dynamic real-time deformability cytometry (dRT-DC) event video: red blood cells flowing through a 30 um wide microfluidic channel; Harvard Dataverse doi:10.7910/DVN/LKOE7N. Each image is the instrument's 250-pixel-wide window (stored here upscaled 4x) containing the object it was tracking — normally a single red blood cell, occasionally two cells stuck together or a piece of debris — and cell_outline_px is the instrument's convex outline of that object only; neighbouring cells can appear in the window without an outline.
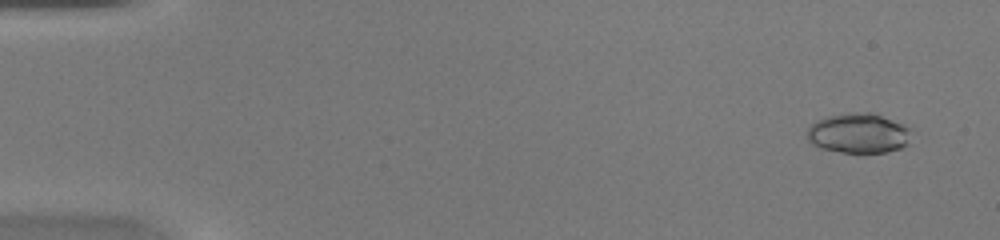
{"species": "common noctule bat (a hibernating species)", "species_latin": "Nyctalus noctula", "temperature_condition": "warm", "stored_images_in_passage": 45, "camera_frame_rate_fps": 3000, "um_per_image_px": 0.085, "animal": {"sex": "female", "body_mass_g": 20.0, "forearm_length_mm": 54.0}, "frame": {"image": 1, "passage_image": 3, "time_ms": 0.667, "image_size_px": [1000, 240], "cell_outline_px": [[908, 144], [900, 148], [888, 152], [864, 156], [840, 152], [820, 148], [812, 144], [808, 140], [808, 128], [816, 120], [828, 116], [864, 112], [872, 112], [904, 124], [908, 128]], "centroid_in_image_um": [72.97, 11.38], "position_along_channel_um": 12.0, "area_um2": 24.62}}
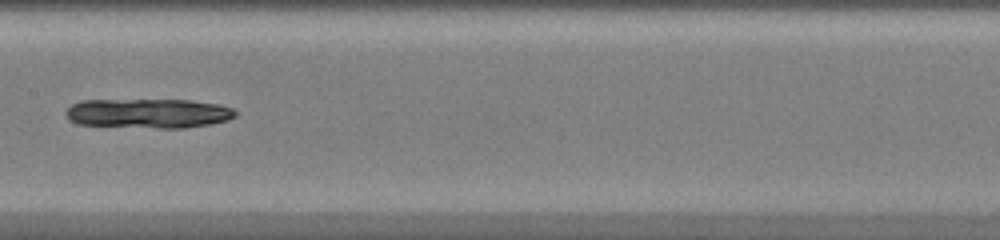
{"frame": {"image": 2, "passage_image": 24, "time_ms": 7.667, "image_size_px": [1000, 240], "cell_outline_px": [[236, 116], [228, 120], [208, 124], [184, 128], [156, 128], [76, 124], [68, 120], [64, 116], [64, 112], [72, 104], [80, 100], [188, 100], [216, 104], [232, 108], [236, 112]], "centroid_in_image_um": [12.54, 9.64], "position_along_channel_um": 194.9, "area_um2": 29.25}}
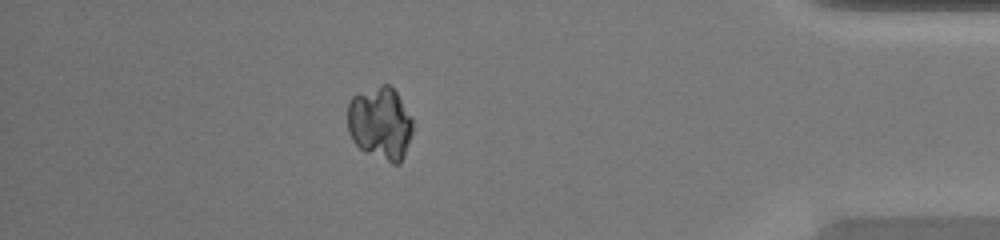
{"frame": {"image": 3, "passage_image": 40, "time_ms": 13.0, "image_size_px": [1000, 240], "cell_outline_px": [[412, 132], [404, 156], [400, 164], [392, 164], [360, 148], [352, 140], [348, 132], [348, 104], [352, 96], [380, 84], [388, 84], [396, 92], [412, 116]], "centroid_in_image_um": [32.32, 10.47], "position_along_channel_um": 402.9, "area_um2": 27.69}}